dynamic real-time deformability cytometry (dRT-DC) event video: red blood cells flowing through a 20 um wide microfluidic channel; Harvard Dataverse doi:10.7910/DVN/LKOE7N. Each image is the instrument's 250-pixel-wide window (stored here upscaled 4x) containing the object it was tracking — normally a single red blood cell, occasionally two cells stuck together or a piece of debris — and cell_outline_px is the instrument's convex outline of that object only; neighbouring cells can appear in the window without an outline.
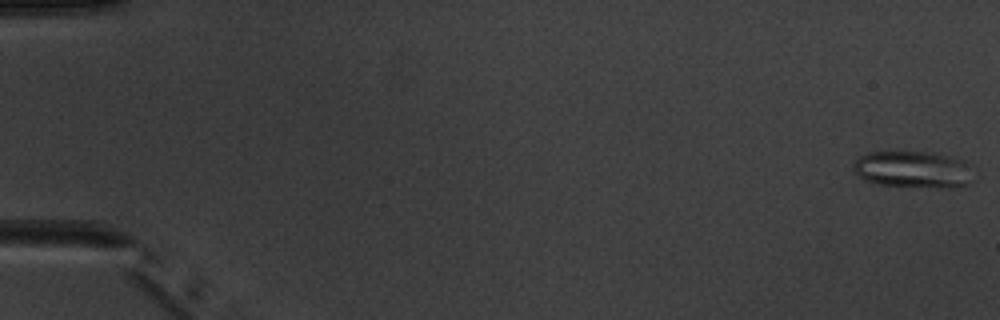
{"species": "common noctule bat (a hibernating species)", "species_latin": "Nyctalus noctula", "temperature_condition": "warm", "stored_images_in_passage": 5, "camera_frame_rate_fps": 3000, "um_per_image_px": 0.085, "animal": {"sex": "male", "body_mass_g": 20.1, "forearm_length_mm": 53.5}, "frame": {"image": 1, "passage_image": 1, "time_ms": 0.0, "image_size_px": [1000, 320], "cell_outline_px": [[972, 184], [960, 188], [940, 188], [880, 184], [864, 180], [852, 168], [852, 164], [860, 156], [868, 152], [896, 148], [940, 152], [964, 160], [972, 164]], "centroid_in_image_um": [77.69, 14.34], "position_along_channel_um": 7.3, "area_um2": 27.46}}